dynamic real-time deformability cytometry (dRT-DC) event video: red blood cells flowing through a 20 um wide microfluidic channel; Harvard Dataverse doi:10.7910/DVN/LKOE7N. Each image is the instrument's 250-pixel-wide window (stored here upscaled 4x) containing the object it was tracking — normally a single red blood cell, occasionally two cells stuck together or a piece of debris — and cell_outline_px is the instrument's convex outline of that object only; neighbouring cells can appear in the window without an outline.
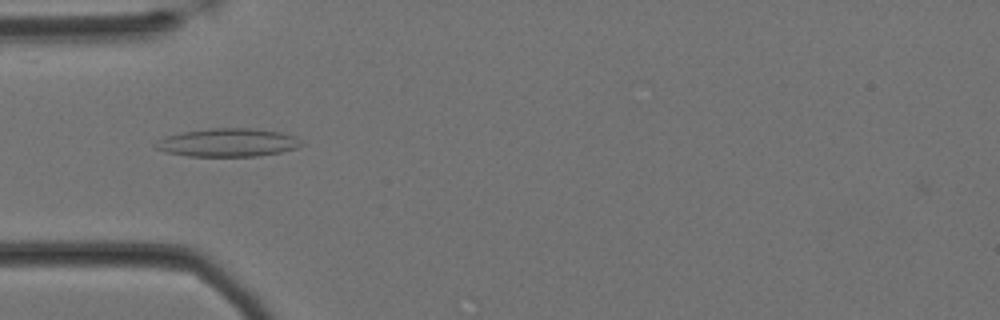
{"species": "Egyptian fruit bat (a non-hibernating species)", "species_latin": "Rousettus aegyptiacus", "temperature_condition": "cold", "stored_images_in_passage": 10, "camera_frame_rate_fps": 3000, "um_per_image_px": 0.085, "animal": {"sex": "female"}, "frame": {"image": 1, "passage_image": 6, "time_ms": 1.667, "image_size_px": [1000, 320], "cell_outline_px": [[304, 144], [296, 148], [280, 152], [260, 156], [188, 156], [164, 152], [156, 148], [152, 144], [156, 140], [168, 136], [184, 132], [212, 128], [252, 128], [280, 132], [296, 136]], "centroid_in_image_um": [19.37, 12.12], "position_along_channel_um": 65.6, "area_um2": 24.04}}